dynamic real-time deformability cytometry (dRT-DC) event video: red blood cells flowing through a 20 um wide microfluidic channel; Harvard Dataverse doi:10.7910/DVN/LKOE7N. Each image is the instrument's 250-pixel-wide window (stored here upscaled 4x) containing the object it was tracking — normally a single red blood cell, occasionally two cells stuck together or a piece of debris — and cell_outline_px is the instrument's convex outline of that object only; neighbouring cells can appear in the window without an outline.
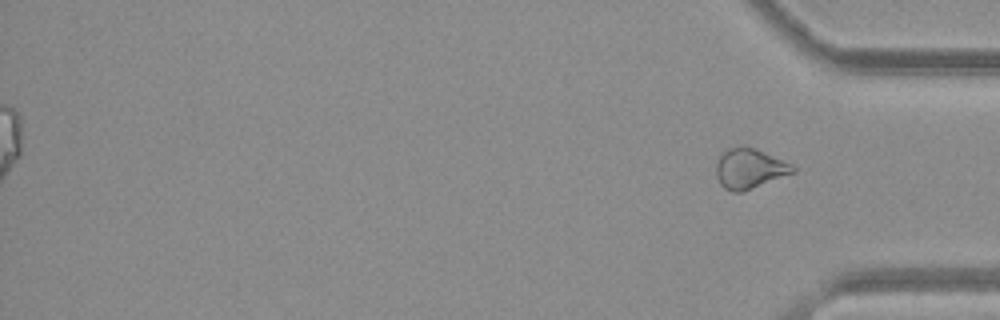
{"species": "common noctule bat (a hibernating species)", "species_latin": "Nyctalus noctula", "temperature_condition": "warm", "stored_images_in_passage": 37, "segment_of_instrument_passage": [2, 2], "camera_frame_rate_fps": 3000, "um_per_image_px": 0.085, "animal": {"sex": "female", "body_mass_g": 19.3, "forearm_length_mm": 54.1}, "frame": {"image": 1, "passage_image": 37, "time_ms": 12.0, "image_size_px": [1000, 320], "cell_outline_px": [[796, 172], [740, 192], [732, 192], [724, 188], [720, 184], [716, 176], [716, 160], [720, 152], [736, 144], [744, 144], [756, 148], [792, 164], [796, 168]], "centroid_in_image_um": [63.66, 14.28], "position_along_channel_um": 371.5, "area_um2": 18.32}}